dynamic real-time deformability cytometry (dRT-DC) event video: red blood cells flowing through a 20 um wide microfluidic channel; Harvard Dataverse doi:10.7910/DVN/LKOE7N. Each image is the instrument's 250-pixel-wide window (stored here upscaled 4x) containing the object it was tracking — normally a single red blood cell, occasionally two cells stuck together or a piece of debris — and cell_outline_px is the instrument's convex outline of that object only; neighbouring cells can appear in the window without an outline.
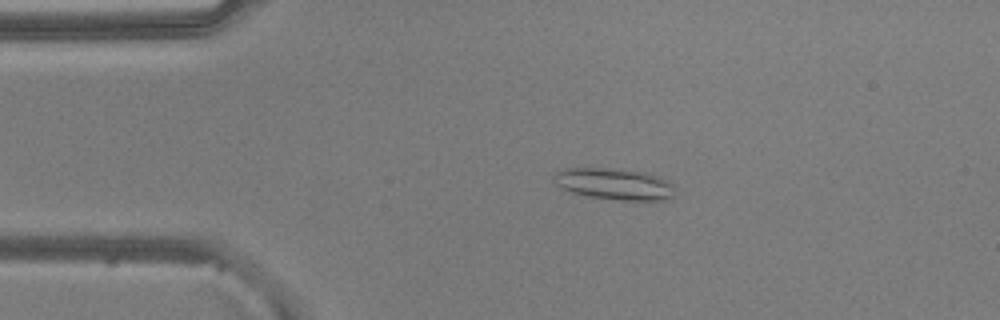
{"species": "common noctule bat (a hibernating species)", "species_latin": "Nyctalus noctula", "temperature_condition": "warm", "stored_images_in_passage": 47, "camera_frame_rate_fps": 3000, "um_per_image_px": 0.085, "animal": {"sex": "male", "body_mass_g": 20.5, "forearm_length_mm": 52.5}, "frame": {"image": 1, "passage_image": 6, "time_ms": 1.667, "image_size_px": [1000, 320], "cell_outline_px": [[672, 196], [668, 200], [620, 200], [588, 196], [572, 192], [556, 184], [552, 180], [552, 176], [556, 172], [564, 168], [608, 168], [644, 172], [660, 176], [672, 184]], "centroid_in_image_um": [52.19, 15.63], "position_along_channel_um": 32.8, "area_um2": 22.08}}
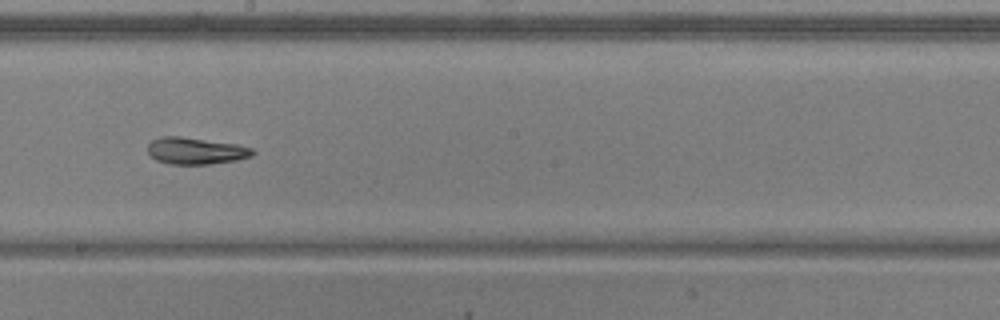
{"frame": {"image": 2, "passage_image": 24, "time_ms": 7.667, "image_size_px": [1000, 320], "cell_outline_px": [[256, 152], [252, 156], [236, 160], [208, 164], [168, 164], [156, 160], [148, 152], [148, 144], [152, 140], [160, 136], [180, 136], [236, 144], [252, 148]], "centroid_in_image_um": [16.63, 12.82], "position_along_channel_um": 231.6, "area_um2": 16.36}}
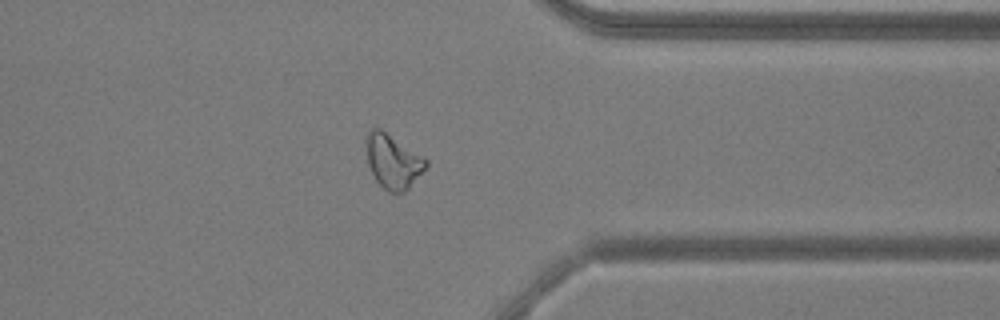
{"frame": {"image": 3, "passage_image": 36, "time_ms": 11.667, "image_size_px": [1000, 320], "cell_outline_px": [[428, 164], [408, 188], [404, 192], [388, 192], [376, 180], [368, 164], [364, 144], [368, 132], [372, 128], [380, 128], [428, 160]], "centroid_in_image_um": [33.36, 13.7], "position_along_channel_um": 378.0, "area_um2": 18.55}, "authors_computed_cell_mechanics": {"area_um2": 17.8602, "velocity_mm_per_s": 3.8833, "shape_relaxation_time_tau1_ms": 5.6116, "shape_relaxation_time_tau2_ms": 3.4769, "deformation_change_tau1": 0.2018, "deformation_change_tau2": 0.1341}}